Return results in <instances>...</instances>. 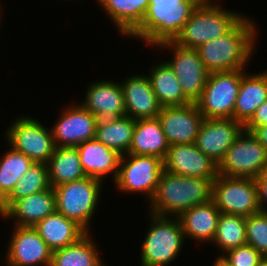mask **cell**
Segmentation results:
<instances>
[{"label": "cell", "mask_w": 267, "mask_h": 266, "mask_svg": "<svg viewBox=\"0 0 267 266\" xmlns=\"http://www.w3.org/2000/svg\"><path fill=\"white\" fill-rule=\"evenodd\" d=\"M243 17V13L227 10L217 2H200L174 42L197 49L227 34Z\"/></svg>", "instance_id": "4"}, {"label": "cell", "mask_w": 267, "mask_h": 266, "mask_svg": "<svg viewBox=\"0 0 267 266\" xmlns=\"http://www.w3.org/2000/svg\"><path fill=\"white\" fill-rule=\"evenodd\" d=\"M256 22L245 15L227 34L197 48L209 73L246 69L258 40Z\"/></svg>", "instance_id": "1"}, {"label": "cell", "mask_w": 267, "mask_h": 266, "mask_svg": "<svg viewBox=\"0 0 267 266\" xmlns=\"http://www.w3.org/2000/svg\"><path fill=\"white\" fill-rule=\"evenodd\" d=\"M120 85L124 95L126 116L134 120L157 117L162 106L158 102L147 74H131L125 77Z\"/></svg>", "instance_id": "19"}, {"label": "cell", "mask_w": 267, "mask_h": 266, "mask_svg": "<svg viewBox=\"0 0 267 266\" xmlns=\"http://www.w3.org/2000/svg\"><path fill=\"white\" fill-rule=\"evenodd\" d=\"M258 189V201L261 211L267 212V172L255 178Z\"/></svg>", "instance_id": "36"}, {"label": "cell", "mask_w": 267, "mask_h": 266, "mask_svg": "<svg viewBox=\"0 0 267 266\" xmlns=\"http://www.w3.org/2000/svg\"><path fill=\"white\" fill-rule=\"evenodd\" d=\"M267 100V69L258 74L248 73L241 77L235 102L233 119L245 125L256 109Z\"/></svg>", "instance_id": "23"}, {"label": "cell", "mask_w": 267, "mask_h": 266, "mask_svg": "<svg viewBox=\"0 0 267 266\" xmlns=\"http://www.w3.org/2000/svg\"><path fill=\"white\" fill-rule=\"evenodd\" d=\"M148 78L152 89L162 107L179 106L192 103L183 93L178 78L164 60L150 66Z\"/></svg>", "instance_id": "27"}, {"label": "cell", "mask_w": 267, "mask_h": 266, "mask_svg": "<svg viewBox=\"0 0 267 266\" xmlns=\"http://www.w3.org/2000/svg\"><path fill=\"white\" fill-rule=\"evenodd\" d=\"M163 163L164 170L184 177L208 178L213 182L218 175V164L194 143L170 145Z\"/></svg>", "instance_id": "17"}, {"label": "cell", "mask_w": 267, "mask_h": 266, "mask_svg": "<svg viewBox=\"0 0 267 266\" xmlns=\"http://www.w3.org/2000/svg\"><path fill=\"white\" fill-rule=\"evenodd\" d=\"M149 216L151 224L142 241L140 266L171 265L185 246L181 222L178 217Z\"/></svg>", "instance_id": "5"}, {"label": "cell", "mask_w": 267, "mask_h": 266, "mask_svg": "<svg viewBox=\"0 0 267 266\" xmlns=\"http://www.w3.org/2000/svg\"><path fill=\"white\" fill-rule=\"evenodd\" d=\"M47 165L52 187L87 177L76 147H55Z\"/></svg>", "instance_id": "29"}, {"label": "cell", "mask_w": 267, "mask_h": 266, "mask_svg": "<svg viewBox=\"0 0 267 266\" xmlns=\"http://www.w3.org/2000/svg\"><path fill=\"white\" fill-rule=\"evenodd\" d=\"M5 207H4V198L0 195V217L4 215Z\"/></svg>", "instance_id": "41"}, {"label": "cell", "mask_w": 267, "mask_h": 266, "mask_svg": "<svg viewBox=\"0 0 267 266\" xmlns=\"http://www.w3.org/2000/svg\"><path fill=\"white\" fill-rule=\"evenodd\" d=\"M246 244L267 257V212L260 211L245 217Z\"/></svg>", "instance_id": "34"}, {"label": "cell", "mask_w": 267, "mask_h": 266, "mask_svg": "<svg viewBox=\"0 0 267 266\" xmlns=\"http://www.w3.org/2000/svg\"><path fill=\"white\" fill-rule=\"evenodd\" d=\"M220 256L231 266H258L264 257L252 246L245 244Z\"/></svg>", "instance_id": "35"}, {"label": "cell", "mask_w": 267, "mask_h": 266, "mask_svg": "<svg viewBox=\"0 0 267 266\" xmlns=\"http://www.w3.org/2000/svg\"><path fill=\"white\" fill-rule=\"evenodd\" d=\"M169 146L158 117L135 120L129 154L157 156L164 160Z\"/></svg>", "instance_id": "25"}, {"label": "cell", "mask_w": 267, "mask_h": 266, "mask_svg": "<svg viewBox=\"0 0 267 266\" xmlns=\"http://www.w3.org/2000/svg\"><path fill=\"white\" fill-rule=\"evenodd\" d=\"M155 48L172 52L171 59L166 62L177 76L184 95L195 103L201 97L209 75L197 49L182 47L174 41L161 43Z\"/></svg>", "instance_id": "12"}, {"label": "cell", "mask_w": 267, "mask_h": 266, "mask_svg": "<svg viewBox=\"0 0 267 266\" xmlns=\"http://www.w3.org/2000/svg\"><path fill=\"white\" fill-rule=\"evenodd\" d=\"M258 266H267V257H264V259L259 263Z\"/></svg>", "instance_id": "42"}, {"label": "cell", "mask_w": 267, "mask_h": 266, "mask_svg": "<svg viewBox=\"0 0 267 266\" xmlns=\"http://www.w3.org/2000/svg\"><path fill=\"white\" fill-rule=\"evenodd\" d=\"M10 124L3 137L8 146L22 152L35 163L47 164L56 147L51 128L48 129L37 118L21 114Z\"/></svg>", "instance_id": "7"}, {"label": "cell", "mask_w": 267, "mask_h": 266, "mask_svg": "<svg viewBox=\"0 0 267 266\" xmlns=\"http://www.w3.org/2000/svg\"><path fill=\"white\" fill-rule=\"evenodd\" d=\"M199 2H213L212 0H198ZM216 2V0H214Z\"/></svg>", "instance_id": "43"}, {"label": "cell", "mask_w": 267, "mask_h": 266, "mask_svg": "<svg viewBox=\"0 0 267 266\" xmlns=\"http://www.w3.org/2000/svg\"><path fill=\"white\" fill-rule=\"evenodd\" d=\"M33 228L52 251L75 244L87 234L75 221L57 211L39 221Z\"/></svg>", "instance_id": "24"}, {"label": "cell", "mask_w": 267, "mask_h": 266, "mask_svg": "<svg viewBox=\"0 0 267 266\" xmlns=\"http://www.w3.org/2000/svg\"><path fill=\"white\" fill-rule=\"evenodd\" d=\"M97 245L87 233L75 244L52 251L51 266H107Z\"/></svg>", "instance_id": "28"}, {"label": "cell", "mask_w": 267, "mask_h": 266, "mask_svg": "<svg viewBox=\"0 0 267 266\" xmlns=\"http://www.w3.org/2000/svg\"><path fill=\"white\" fill-rule=\"evenodd\" d=\"M212 266H231V265L219 255L214 261Z\"/></svg>", "instance_id": "39"}, {"label": "cell", "mask_w": 267, "mask_h": 266, "mask_svg": "<svg viewBox=\"0 0 267 266\" xmlns=\"http://www.w3.org/2000/svg\"><path fill=\"white\" fill-rule=\"evenodd\" d=\"M212 200L221 213L248 217L261 211L255 179L217 175Z\"/></svg>", "instance_id": "11"}, {"label": "cell", "mask_w": 267, "mask_h": 266, "mask_svg": "<svg viewBox=\"0 0 267 266\" xmlns=\"http://www.w3.org/2000/svg\"><path fill=\"white\" fill-rule=\"evenodd\" d=\"M267 149V125L260 127H244Z\"/></svg>", "instance_id": "38"}, {"label": "cell", "mask_w": 267, "mask_h": 266, "mask_svg": "<svg viewBox=\"0 0 267 266\" xmlns=\"http://www.w3.org/2000/svg\"><path fill=\"white\" fill-rule=\"evenodd\" d=\"M244 130V125L234 119H204L195 146L214 162L224 158L226 151Z\"/></svg>", "instance_id": "18"}, {"label": "cell", "mask_w": 267, "mask_h": 266, "mask_svg": "<svg viewBox=\"0 0 267 266\" xmlns=\"http://www.w3.org/2000/svg\"><path fill=\"white\" fill-rule=\"evenodd\" d=\"M245 69L209 73L201 97L195 102L206 119H233L241 77Z\"/></svg>", "instance_id": "8"}, {"label": "cell", "mask_w": 267, "mask_h": 266, "mask_svg": "<svg viewBox=\"0 0 267 266\" xmlns=\"http://www.w3.org/2000/svg\"><path fill=\"white\" fill-rule=\"evenodd\" d=\"M75 104V105H74ZM57 121L51 126L56 147H76L95 137V116L79 103L64 106Z\"/></svg>", "instance_id": "15"}, {"label": "cell", "mask_w": 267, "mask_h": 266, "mask_svg": "<svg viewBox=\"0 0 267 266\" xmlns=\"http://www.w3.org/2000/svg\"><path fill=\"white\" fill-rule=\"evenodd\" d=\"M134 128L135 120L123 116L107 126L96 127L94 139L120 155H125L130 149Z\"/></svg>", "instance_id": "30"}, {"label": "cell", "mask_w": 267, "mask_h": 266, "mask_svg": "<svg viewBox=\"0 0 267 266\" xmlns=\"http://www.w3.org/2000/svg\"><path fill=\"white\" fill-rule=\"evenodd\" d=\"M163 170V159L157 156L127 153L121 156L117 178L113 183L117 191L140 193L145 195V202H150Z\"/></svg>", "instance_id": "9"}, {"label": "cell", "mask_w": 267, "mask_h": 266, "mask_svg": "<svg viewBox=\"0 0 267 266\" xmlns=\"http://www.w3.org/2000/svg\"><path fill=\"white\" fill-rule=\"evenodd\" d=\"M51 187L48 165L33 163L17 181L14 189L4 199L5 211L18 199L43 192Z\"/></svg>", "instance_id": "31"}, {"label": "cell", "mask_w": 267, "mask_h": 266, "mask_svg": "<svg viewBox=\"0 0 267 266\" xmlns=\"http://www.w3.org/2000/svg\"><path fill=\"white\" fill-rule=\"evenodd\" d=\"M104 182L92 177L53 187L56 195V211L75 221L87 233L100 204Z\"/></svg>", "instance_id": "6"}, {"label": "cell", "mask_w": 267, "mask_h": 266, "mask_svg": "<svg viewBox=\"0 0 267 266\" xmlns=\"http://www.w3.org/2000/svg\"><path fill=\"white\" fill-rule=\"evenodd\" d=\"M265 125H267V100L256 109V112L244 127H260Z\"/></svg>", "instance_id": "37"}, {"label": "cell", "mask_w": 267, "mask_h": 266, "mask_svg": "<svg viewBox=\"0 0 267 266\" xmlns=\"http://www.w3.org/2000/svg\"><path fill=\"white\" fill-rule=\"evenodd\" d=\"M157 117L169 145L195 143L205 119L195 103L162 107Z\"/></svg>", "instance_id": "16"}, {"label": "cell", "mask_w": 267, "mask_h": 266, "mask_svg": "<svg viewBox=\"0 0 267 266\" xmlns=\"http://www.w3.org/2000/svg\"><path fill=\"white\" fill-rule=\"evenodd\" d=\"M76 149L86 176L103 182L109 174H112V181H115L122 155L95 139L82 142Z\"/></svg>", "instance_id": "21"}, {"label": "cell", "mask_w": 267, "mask_h": 266, "mask_svg": "<svg viewBox=\"0 0 267 266\" xmlns=\"http://www.w3.org/2000/svg\"><path fill=\"white\" fill-rule=\"evenodd\" d=\"M56 211L54 188L16 200L0 219H12L14 225L34 227L39 221Z\"/></svg>", "instance_id": "20"}, {"label": "cell", "mask_w": 267, "mask_h": 266, "mask_svg": "<svg viewBox=\"0 0 267 266\" xmlns=\"http://www.w3.org/2000/svg\"><path fill=\"white\" fill-rule=\"evenodd\" d=\"M9 150L0 157V195L5 199L17 184L18 179L25 174L34 163L22 152L9 146Z\"/></svg>", "instance_id": "33"}, {"label": "cell", "mask_w": 267, "mask_h": 266, "mask_svg": "<svg viewBox=\"0 0 267 266\" xmlns=\"http://www.w3.org/2000/svg\"><path fill=\"white\" fill-rule=\"evenodd\" d=\"M199 3L198 0H182L177 3L149 4L142 23L128 37L143 40L152 48L175 41Z\"/></svg>", "instance_id": "3"}, {"label": "cell", "mask_w": 267, "mask_h": 266, "mask_svg": "<svg viewBox=\"0 0 267 266\" xmlns=\"http://www.w3.org/2000/svg\"><path fill=\"white\" fill-rule=\"evenodd\" d=\"M182 0H149V4H156V3H177L181 2Z\"/></svg>", "instance_id": "40"}, {"label": "cell", "mask_w": 267, "mask_h": 266, "mask_svg": "<svg viewBox=\"0 0 267 266\" xmlns=\"http://www.w3.org/2000/svg\"><path fill=\"white\" fill-rule=\"evenodd\" d=\"M7 253L6 266H51L52 250L33 227L14 225Z\"/></svg>", "instance_id": "14"}, {"label": "cell", "mask_w": 267, "mask_h": 266, "mask_svg": "<svg viewBox=\"0 0 267 266\" xmlns=\"http://www.w3.org/2000/svg\"><path fill=\"white\" fill-rule=\"evenodd\" d=\"M115 80L94 81L87 85L85 99L80 104L95 116L96 127L111 124L126 116L123 90Z\"/></svg>", "instance_id": "13"}, {"label": "cell", "mask_w": 267, "mask_h": 266, "mask_svg": "<svg viewBox=\"0 0 267 266\" xmlns=\"http://www.w3.org/2000/svg\"><path fill=\"white\" fill-rule=\"evenodd\" d=\"M221 212L211 199L209 202L185 210L178 218L185 238L200 243H212Z\"/></svg>", "instance_id": "22"}, {"label": "cell", "mask_w": 267, "mask_h": 266, "mask_svg": "<svg viewBox=\"0 0 267 266\" xmlns=\"http://www.w3.org/2000/svg\"><path fill=\"white\" fill-rule=\"evenodd\" d=\"M96 1L113 22L118 34L126 38L142 23L149 5V0Z\"/></svg>", "instance_id": "26"}, {"label": "cell", "mask_w": 267, "mask_h": 266, "mask_svg": "<svg viewBox=\"0 0 267 266\" xmlns=\"http://www.w3.org/2000/svg\"><path fill=\"white\" fill-rule=\"evenodd\" d=\"M267 169V149L243 130L218 164V174L255 179Z\"/></svg>", "instance_id": "10"}, {"label": "cell", "mask_w": 267, "mask_h": 266, "mask_svg": "<svg viewBox=\"0 0 267 266\" xmlns=\"http://www.w3.org/2000/svg\"><path fill=\"white\" fill-rule=\"evenodd\" d=\"M212 199V181L208 178L184 177L163 170L150 202L149 214L179 217L185 210Z\"/></svg>", "instance_id": "2"}, {"label": "cell", "mask_w": 267, "mask_h": 266, "mask_svg": "<svg viewBox=\"0 0 267 266\" xmlns=\"http://www.w3.org/2000/svg\"><path fill=\"white\" fill-rule=\"evenodd\" d=\"M211 244L225 253L246 244L245 217L221 213Z\"/></svg>", "instance_id": "32"}]
</instances>
